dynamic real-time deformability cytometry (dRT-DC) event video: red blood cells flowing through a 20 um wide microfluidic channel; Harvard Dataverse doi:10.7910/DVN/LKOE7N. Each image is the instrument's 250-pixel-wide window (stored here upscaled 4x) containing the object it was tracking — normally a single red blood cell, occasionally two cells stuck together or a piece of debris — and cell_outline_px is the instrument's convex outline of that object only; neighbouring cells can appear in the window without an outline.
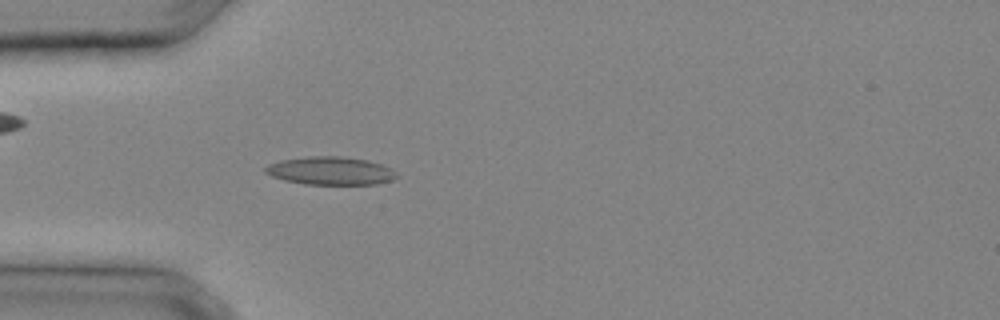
{"species": "common noctule bat (a hibernating species)", "species_latin": "Nyctalus noctula", "temperature_condition": "cold", "stored_images_in_passage": 30, "camera_frame_rate_fps": 3000, "um_per_image_px": 0.085, "animal": {"sex": "male", "body_mass_g": 20.4}, "frame": {"image": 1, "passage_image": 8, "time_ms": 2.333, "image_size_px": [1000, 320], "cell_outline_px": [[400, 176], [392, 180], [376, 184], [304, 184], [284, 180], [272, 176], [264, 172], [264, 168], [268, 164], [280, 160], [312, 156], [340, 156], [368, 160], [392, 168]], "centroid_in_image_um": [28.11, 14.52], "position_along_channel_um": 56.9, "area_um2": 21.56}}
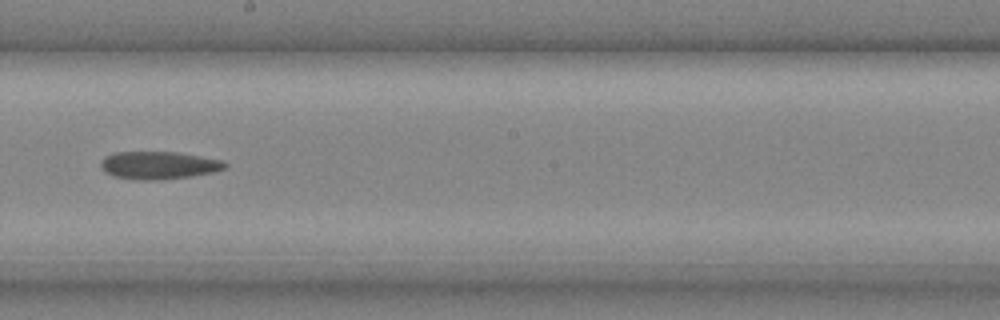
{"frame": {"image": 2, "passage_image": 17, "time_ms": 5.333, "image_size_px": [1000, 320], "cell_outline_px": [[228, 168], [212, 172], [192, 176], [160, 180], [140, 180], [116, 176], [104, 172], [100, 164], [100, 160], [104, 156], [112, 152], [180, 152], [224, 160], [228, 164]], "centroid_in_image_um": [13.52, 14.03], "position_along_channel_um": 234.7, "area_um2": 20.35}}
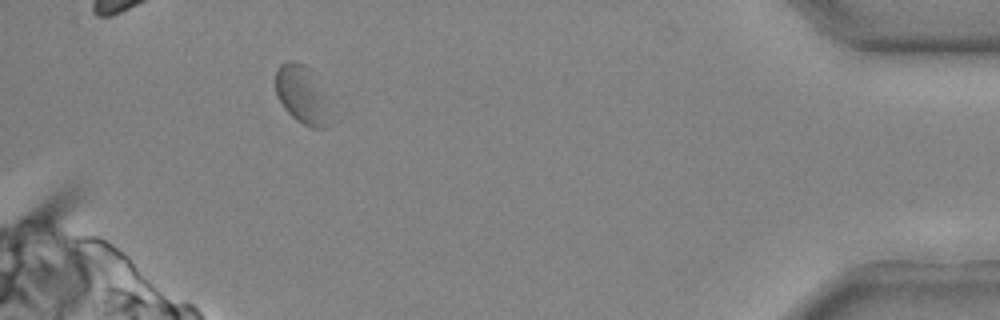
{"frame": {"image": 3, "passage_image": 28, "time_ms": 9.0, "image_size_px": [1000, 320], "cell_outline_px": [[336, 124], [324, 128], [312, 128], [296, 120], [284, 108], [276, 96], [276, 68], [280, 64], [288, 60], [292, 60], [304, 64], [308, 68], [324, 96]], "centroid_in_image_um": [25.69, 8.12], "position_along_channel_um": 409.5, "area_um2": 18.61}}